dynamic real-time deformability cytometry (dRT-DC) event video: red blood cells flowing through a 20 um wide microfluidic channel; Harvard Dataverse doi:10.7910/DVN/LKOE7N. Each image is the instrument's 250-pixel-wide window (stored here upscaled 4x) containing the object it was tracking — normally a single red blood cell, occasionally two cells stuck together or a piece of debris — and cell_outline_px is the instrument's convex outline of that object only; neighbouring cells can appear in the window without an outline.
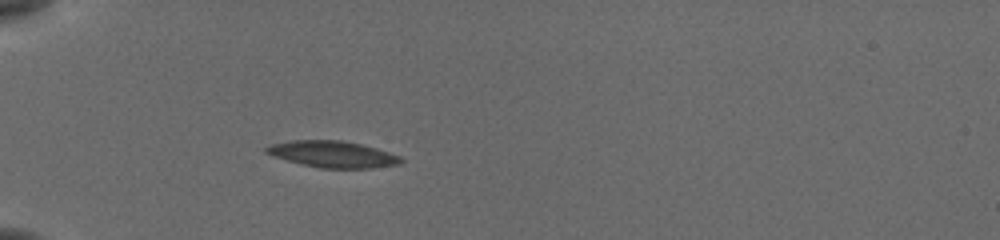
{"species": "common noctule bat (a hibernating species)", "species_latin": "Nyctalus noctula", "temperature_condition": "cold", "stored_images_in_passage": 38, "camera_frame_rate_fps": 3000, "um_per_image_px": 0.085, "animal": {"sex": "female", "body_mass_g": 19.5, "forearm_length_mm": 54.1}, "frame": {"image": 1, "passage_image": 1, "time_ms": 0.0, "image_size_px": [1000, 240], "cell_outline_px": [[404, 160], [400, 164], [372, 168], [320, 168], [300, 164], [264, 152], [264, 148], [272, 144], [292, 140], [340, 140], [360, 144], [376, 148], [400, 156]], "centroid_in_image_um": [28.29, 13.11], "position_along_channel_um": 56.7, "area_um2": 20.63}}
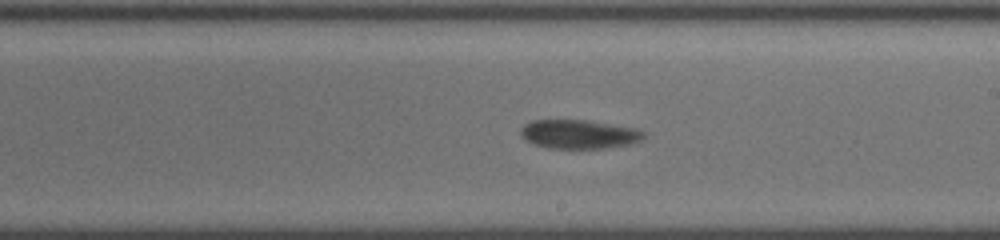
{"frame": {"image": 2, "passage_image": 17, "time_ms": 5.333, "image_size_px": [1000, 240], "cell_outline_px": [[644, 136], [640, 140], [632, 144], [604, 148], [548, 148], [536, 144], [528, 140], [520, 132], [520, 128], [524, 124], [532, 120], [584, 120], [636, 128], [644, 132]], "centroid_in_image_um": [49.22, 11.4], "position_along_channel_um": 239.8, "area_um2": 20.46}}
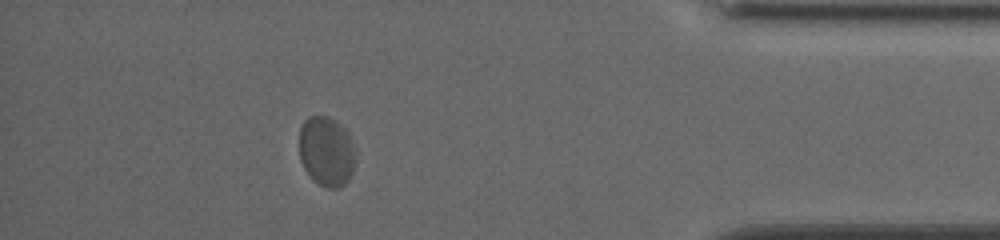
{"frame": {"image": 3, "passage_image": 33, "time_ms": 10.667, "image_size_px": [1000, 240], "cell_outline_px": [[356, 164], [348, 180], [340, 188], [328, 188], [320, 184], [304, 168], [300, 160], [300, 128], [304, 120], [308, 116], [328, 116], [336, 120], [348, 132], [356, 148]], "centroid_in_image_um": [27.79, 12.84], "position_along_channel_um": 407.4, "area_um2": 23.12}, "authors_computed_cell_mechanics": {"area_um2": 20.6924, "velocity_mm_per_s": 3.7733, "shape_relaxation_time_tau1_ms": 2.7822, "shape_relaxation_time_tau2_ms": 1.0447, "deformation_change_tau1": 0.0841, "deformation_change_tau2": 0.0358}}